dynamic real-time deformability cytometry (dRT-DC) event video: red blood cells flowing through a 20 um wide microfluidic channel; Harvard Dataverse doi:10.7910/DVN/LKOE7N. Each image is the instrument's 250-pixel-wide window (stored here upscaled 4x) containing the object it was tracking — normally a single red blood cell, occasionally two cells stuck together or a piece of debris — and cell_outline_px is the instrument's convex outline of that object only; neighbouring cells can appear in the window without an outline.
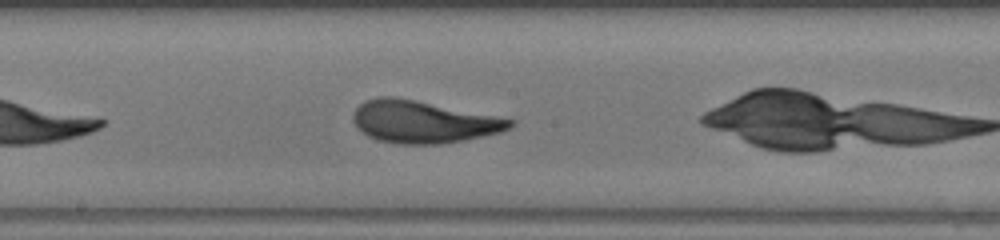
{"species": "human", "species_latin": "Homo sapiens", "temperature_condition": "warm", "stored_images_in_passage": 30, "camera_frame_rate_fps": 3000, "um_per_image_px": 0.085, "donor": {"sex": "female"}, "frame": {"image": 1, "passage_image": 9, "time_ms": 2.667, "image_size_px": [1000, 240], "cell_outline_px": [[516, 124], [512, 128], [500, 132], [464, 140], [440, 144], [404, 144], [380, 140], [368, 136], [352, 120], [352, 116], [356, 108], [364, 100], [376, 96], [392, 96], [516, 120]], "centroid_in_image_um": [35.98, 10.35], "position_along_channel_um": 212.2, "area_um2": 38.15}}